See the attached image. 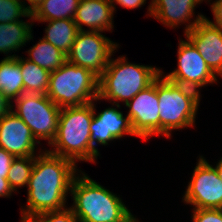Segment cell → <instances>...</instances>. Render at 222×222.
I'll return each instance as SVG.
<instances>
[{"label":"cell","mask_w":222,"mask_h":222,"mask_svg":"<svg viewBox=\"0 0 222 222\" xmlns=\"http://www.w3.org/2000/svg\"><path fill=\"white\" fill-rule=\"evenodd\" d=\"M76 169V164L70 159L47 150L36 156L27 186V207L22 208L21 217L65 209Z\"/></svg>","instance_id":"cell-1"},{"label":"cell","mask_w":222,"mask_h":222,"mask_svg":"<svg viewBox=\"0 0 222 222\" xmlns=\"http://www.w3.org/2000/svg\"><path fill=\"white\" fill-rule=\"evenodd\" d=\"M77 173L71 184L73 205L78 222H138L122 199L88 175Z\"/></svg>","instance_id":"cell-2"},{"label":"cell","mask_w":222,"mask_h":222,"mask_svg":"<svg viewBox=\"0 0 222 222\" xmlns=\"http://www.w3.org/2000/svg\"><path fill=\"white\" fill-rule=\"evenodd\" d=\"M93 101L81 106L61 108L57 133L47 150L49 153L79 161L93 162L100 155L90 144V124L93 118Z\"/></svg>","instance_id":"cell-3"},{"label":"cell","mask_w":222,"mask_h":222,"mask_svg":"<svg viewBox=\"0 0 222 222\" xmlns=\"http://www.w3.org/2000/svg\"><path fill=\"white\" fill-rule=\"evenodd\" d=\"M160 75V69L130 63L124 56L110 59L107 67L99 76L98 101L101 99L113 101L112 106L115 104L120 109V101L126 105Z\"/></svg>","instance_id":"cell-4"},{"label":"cell","mask_w":222,"mask_h":222,"mask_svg":"<svg viewBox=\"0 0 222 222\" xmlns=\"http://www.w3.org/2000/svg\"><path fill=\"white\" fill-rule=\"evenodd\" d=\"M157 78L160 134L170 138L171 131L192 127L200 102V91L178 85L163 77Z\"/></svg>","instance_id":"cell-5"},{"label":"cell","mask_w":222,"mask_h":222,"mask_svg":"<svg viewBox=\"0 0 222 222\" xmlns=\"http://www.w3.org/2000/svg\"><path fill=\"white\" fill-rule=\"evenodd\" d=\"M99 77L91 70L65 62L50 73L47 96L59 107H73L98 100Z\"/></svg>","instance_id":"cell-6"},{"label":"cell","mask_w":222,"mask_h":222,"mask_svg":"<svg viewBox=\"0 0 222 222\" xmlns=\"http://www.w3.org/2000/svg\"><path fill=\"white\" fill-rule=\"evenodd\" d=\"M15 110H12L30 128L38 141L48 140V144L56 137L59 108L47 95L24 93L14 100Z\"/></svg>","instance_id":"cell-7"},{"label":"cell","mask_w":222,"mask_h":222,"mask_svg":"<svg viewBox=\"0 0 222 222\" xmlns=\"http://www.w3.org/2000/svg\"><path fill=\"white\" fill-rule=\"evenodd\" d=\"M118 46L100 31H79L67 54V62L89 69L99 77Z\"/></svg>","instance_id":"cell-8"},{"label":"cell","mask_w":222,"mask_h":222,"mask_svg":"<svg viewBox=\"0 0 222 222\" xmlns=\"http://www.w3.org/2000/svg\"><path fill=\"white\" fill-rule=\"evenodd\" d=\"M183 198L193 209H222V181L203 156L198 159Z\"/></svg>","instance_id":"cell-9"},{"label":"cell","mask_w":222,"mask_h":222,"mask_svg":"<svg viewBox=\"0 0 222 222\" xmlns=\"http://www.w3.org/2000/svg\"><path fill=\"white\" fill-rule=\"evenodd\" d=\"M185 40L180 39L179 42L177 69L163 77L172 83L199 91V88L217 82V75L193 44L187 38Z\"/></svg>","instance_id":"cell-10"},{"label":"cell","mask_w":222,"mask_h":222,"mask_svg":"<svg viewBox=\"0 0 222 222\" xmlns=\"http://www.w3.org/2000/svg\"><path fill=\"white\" fill-rule=\"evenodd\" d=\"M127 116L135 135L148 140L160 135L159 100L157 96V79L147 88L141 90L126 105Z\"/></svg>","instance_id":"cell-11"},{"label":"cell","mask_w":222,"mask_h":222,"mask_svg":"<svg viewBox=\"0 0 222 222\" xmlns=\"http://www.w3.org/2000/svg\"><path fill=\"white\" fill-rule=\"evenodd\" d=\"M36 143L30 128L12 109L0 120V147L15 157L35 156Z\"/></svg>","instance_id":"cell-12"},{"label":"cell","mask_w":222,"mask_h":222,"mask_svg":"<svg viewBox=\"0 0 222 222\" xmlns=\"http://www.w3.org/2000/svg\"><path fill=\"white\" fill-rule=\"evenodd\" d=\"M94 114L90 124V144L99 153L96 144L107 145L109 141L122 138L124 135L136 136L129 117L116 108L109 107L96 115L93 101Z\"/></svg>","instance_id":"cell-13"},{"label":"cell","mask_w":222,"mask_h":222,"mask_svg":"<svg viewBox=\"0 0 222 222\" xmlns=\"http://www.w3.org/2000/svg\"><path fill=\"white\" fill-rule=\"evenodd\" d=\"M185 36L209 68L222 77V30L204 18Z\"/></svg>","instance_id":"cell-14"},{"label":"cell","mask_w":222,"mask_h":222,"mask_svg":"<svg viewBox=\"0 0 222 222\" xmlns=\"http://www.w3.org/2000/svg\"><path fill=\"white\" fill-rule=\"evenodd\" d=\"M203 0H152L149 5V16L155 17L163 25L175 28L180 23L186 25L185 33L190 32L201 20L206 18L204 15L199 14L193 22H190L194 16V10L197 4Z\"/></svg>","instance_id":"cell-15"},{"label":"cell","mask_w":222,"mask_h":222,"mask_svg":"<svg viewBox=\"0 0 222 222\" xmlns=\"http://www.w3.org/2000/svg\"><path fill=\"white\" fill-rule=\"evenodd\" d=\"M113 14L111 0H80L73 20L79 31H85V25L90 27L89 31L103 33L113 28Z\"/></svg>","instance_id":"cell-16"},{"label":"cell","mask_w":222,"mask_h":222,"mask_svg":"<svg viewBox=\"0 0 222 222\" xmlns=\"http://www.w3.org/2000/svg\"><path fill=\"white\" fill-rule=\"evenodd\" d=\"M18 56L8 55L0 61V91L10 100L13 109V99L24 94V84Z\"/></svg>","instance_id":"cell-17"},{"label":"cell","mask_w":222,"mask_h":222,"mask_svg":"<svg viewBox=\"0 0 222 222\" xmlns=\"http://www.w3.org/2000/svg\"><path fill=\"white\" fill-rule=\"evenodd\" d=\"M49 22L45 28V36L43 39L57 47L64 54L70 52L71 46L75 41L79 29L73 19H57Z\"/></svg>","instance_id":"cell-18"},{"label":"cell","mask_w":222,"mask_h":222,"mask_svg":"<svg viewBox=\"0 0 222 222\" xmlns=\"http://www.w3.org/2000/svg\"><path fill=\"white\" fill-rule=\"evenodd\" d=\"M31 22V24H30ZM23 22V20L0 23V52L8 54L10 51H17L26 42L33 38L32 21Z\"/></svg>","instance_id":"cell-19"},{"label":"cell","mask_w":222,"mask_h":222,"mask_svg":"<svg viewBox=\"0 0 222 222\" xmlns=\"http://www.w3.org/2000/svg\"><path fill=\"white\" fill-rule=\"evenodd\" d=\"M28 59L50 73L57 70L67 61V55L45 39H40L28 51Z\"/></svg>","instance_id":"cell-20"},{"label":"cell","mask_w":222,"mask_h":222,"mask_svg":"<svg viewBox=\"0 0 222 222\" xmlns=\"http://www.w3.org/2000/svg\"><path fill=\"white\" fill-rule=\"evenodd\" d=\"M80 0H44L31 14L33 21L73 19Z\"/></svg>","instance_id":"cell-21"},{"label":"cell","mask_w":222,"mask_h":222,"mask_svg":"<svg viewBox=\"0 0 222 222\" xmlns=\"http://www.w3.org/2000/svg\"><path fill=\"white\" fill-rule=\"evenodd\" d=\"M24 84V93L47 94L50 72L34 62L18 56Z\"/></svg>","instance_id":"cell-22"},{"label":"cell","mask_w":222,"mask_h":222,"mask_svg":"<svg viewBox=\"0 0 222 222\" xmlns=\"http://www.w3.org/2000/svg\"><path fill=\"white\" fill-rule=\"evenodd\" d=\"M34 163L35 156L14 158L6 178L13 192L17 191L18 187L28 186Z\"/></svg>","instance_id":"cell-23"},{"label":"cell","mask_w":222,"mask_h":222,"mask_svg":"<svg viewBox=\"0 0 222 222\" xmlns=\"http://www.w3.org/2000/svg\"><path fill=\"white\" fill-rule=\"evenodd\" d=\"M21 0H0V23L19 21L20 17H30L32 15L26 10V4Z\"/></svg>","instance_id":"cell-24"},{"label":"cell","mask_w":222,"mask_h":222,"mask_svg":"<svg viewBox=\"0 0 222 222\" xmlns=\"http://www.w3.org/2000/svg\"><path fill=\"white\" fill-rule=\"evenodd\" d=\"M21 222H78L71 208L21 217Z\"/></svg>","instance_id":"cell-25"},{"label":"cell","mask_w":222,"mask_h":222,"mask_svg":"<svg viewBox=\"0 0 222 222\" xmlns=\"http://www.w3.org/2000/svg\"><path fill=\"white\" fill-rule=\"evenodd\" d=\"M193 222H222V209H193Z\"/></svg>","instance_id":"cell-26"},{"label":"cell","mask_w":222,"mask_h":222,"mask_svg":"<svg viewBox=\"0 0 222 222\" xmlns=\"http://www.w3.org/2000/svg\"><path fill=\"white\" fill-rule=\"evenodd\" d=\"M14 158V155L0 147V174H3V178H7L9 168Z\"/></svg>","instance_id":"cell-27"},{"label":"cell","mask_w":222,"mask_h":222,"mask_svg":"<svg viewBox=\"0 0 222 222\" xmlns=\"http://www.w3.org/2000/svg\"><path fill=\"white\" fill-rule=\"evenodd\" d=\"M210 2V0L208 1ZM211 9L214 15V21H210L207 19L212 25L220 28L222 30V0H215L212 5Z\"/></svg>","instance_id":"cell-28"},{"label":"cell","mask_w":222,"mask_h":222,"mask_svg":"<svg viewBox=\"0 0 222 222\" xmlns=\"http://www.w3.org/2000/svg\"><path fill=\"white\" fill-rule=\"evenodd\" d=\"M111 3L113 5L114 12L116 11L114 6L116 4H119L121 7L128 8V9H134L142 7L143 4L146 3V0H111Z\"/></svg>","instance_id":"cell-29"},{"label":"cell","mask_w":222,"mask_h":222,"mask_svg":"<svg viewBox=\"0 0 222 222\" xmlns=\"http://www.w3.org/2000/svg\"><path fill=\"white\" fill-rule=\"evenodd\" d=\"M12 109V103L8 98L0 91V120L5 116L7 112Z\"/></svg>","instance_id":"cell-30"},{"label":"cell","mask_w":222,"mask_h":222,"mask_svg":"<svg viewBox=\"0 0 222 222\" xmlns=\"http://www.w3.org/2000/svg\"><path fill=\"white\" fill-rule=\"evenodd\" d=\"M12 192L8 180L3 178V174H0V197H10Z\"/></svg>","instance_id":"cell-31"},{"label":"cell","mask_w":222,"mask_h":222,"mask_svg":"<svg viewBox=\"0 0 222 222\" xmlns=\"http://www.w3.org/2000/svg\"><path fill=\"white\" fill-rule=\"evenodd\" d=\"M27 1L30 5L29 6L26 5V10L30 14H32L44 0H27Z\"/></svg>","instance_id":"cell-32"},{"label":"cell","mask_w":222,"mask_h":222,"mask_svg":"<svg viewBox=\"0 0 222 222\" xmlns=\"http://www.w3.org/2000/svg\"><path fill=\"white\" fill-rule=\"evenodd\" d=\"M214 168L217 171L219 179L222 181V157Z\"/></svg>","instance_id":"cell-33"}]
</instances>
